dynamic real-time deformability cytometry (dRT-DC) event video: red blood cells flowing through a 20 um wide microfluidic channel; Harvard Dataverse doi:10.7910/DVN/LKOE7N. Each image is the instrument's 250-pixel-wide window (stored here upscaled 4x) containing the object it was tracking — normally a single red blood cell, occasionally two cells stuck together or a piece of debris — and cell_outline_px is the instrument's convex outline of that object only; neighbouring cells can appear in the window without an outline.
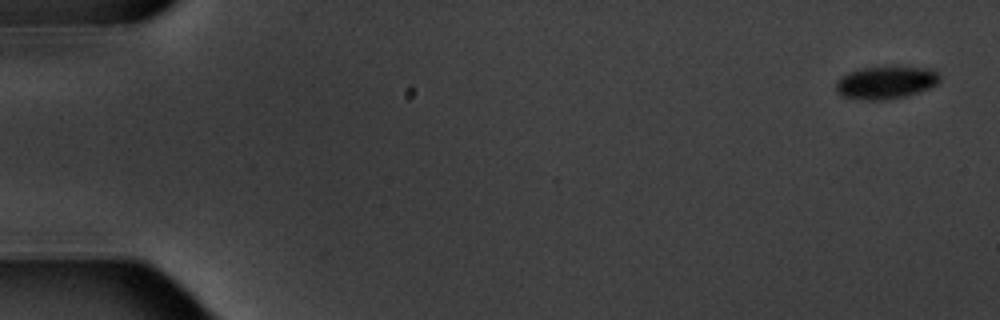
{"species": "common noctule bat (a hibernating species)", "species_latin": "Nyctalus noctula", "temperature_condition": "warm", "stored_images_in_passage": 5, "camera_frame_rate_fps": 3000, "um_per_image_px": 0.085, "animal": {"sex": "male", "body_mass_g": 20.1, "forearm_length_mm": 53.5}, "frame": {"image": 1, "passage_image": 1, "time_ms": 0.0, "image_size_px": [1000, 320], "cell_outline_px": [[940, 80], [936, 84], [928, 88], [908, 96], [888, 100], [864, 100], [844, 96], [836, 92], [836, 80], [840, 76], [848, 72], [860, 68], [880, 64], [896, 64], [928, 68], [936, 72], [940, 76]], "centroid_in_image_um": [75.28, 6.96], "position_along_channel_um": 9.7, "area_um2": 20.75}}
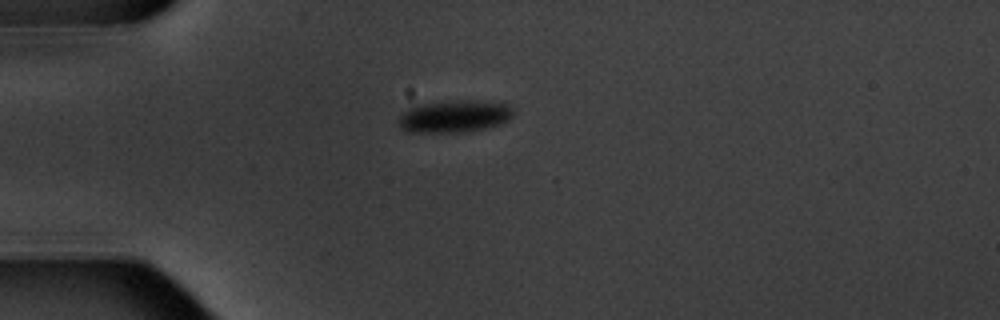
{"frame": {"image": 2, "passage_image": 5, "time_ms": 4.667, "image_size_px": [1000, 320], "cell_outline_px": [[512, 116], [508, 120], [500, 124], [488, 128], [464, 132], [408, 132], [400, 128], [400, 116], [412, 104], [448, 100], [476, 100], [508, 104], [512, 108]], "centroid_in_image_um": [38.61, 9.87], "position_along_channel_um": 46.4, "area_um2": 21.91}}